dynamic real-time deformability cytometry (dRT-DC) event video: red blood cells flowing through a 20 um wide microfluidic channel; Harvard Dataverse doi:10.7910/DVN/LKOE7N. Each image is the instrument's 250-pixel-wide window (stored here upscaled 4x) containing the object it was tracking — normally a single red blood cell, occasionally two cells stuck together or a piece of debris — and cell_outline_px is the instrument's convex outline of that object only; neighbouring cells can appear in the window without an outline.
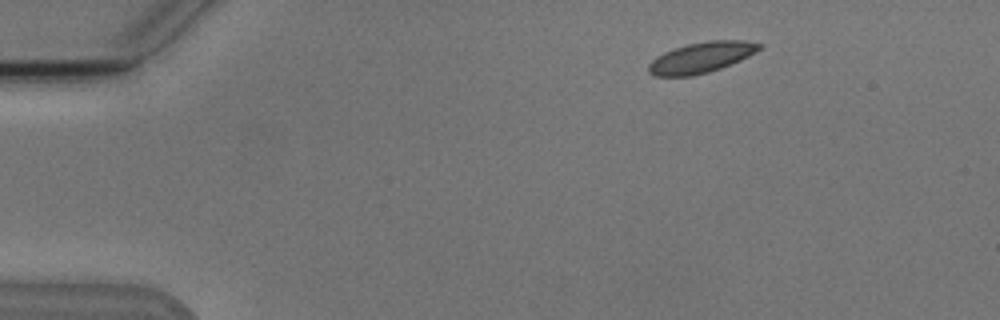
{"species": "Egyptian fruit bat (a non-hibernating species)", "species_latin": "Rousettus aegyptiacus", "temperature_condition": "cold", "stored_images_in_passage": 3, "camera_frame_rate_fps": 3000, "um_per_image_px": 0.085, "animal": {"sex": "male"}, "frame": {"image": 1, "passage_image": 1, "time_ms": 0.0, "image_size_px": [1000, 320], "cell_outline_px": [[764, 44], [756, 52], [740, 60], [720, 68], [708, 72], [692, 76], [656, 76], [648, 72], [648, 64], [656, 56], [664, 52], [688, 44], [708, 40], [744, 40]], "centroid_in_image_um": [59.6, 4.88], "position_along_channel_um": 25.4, "area_um2": 19.71}}